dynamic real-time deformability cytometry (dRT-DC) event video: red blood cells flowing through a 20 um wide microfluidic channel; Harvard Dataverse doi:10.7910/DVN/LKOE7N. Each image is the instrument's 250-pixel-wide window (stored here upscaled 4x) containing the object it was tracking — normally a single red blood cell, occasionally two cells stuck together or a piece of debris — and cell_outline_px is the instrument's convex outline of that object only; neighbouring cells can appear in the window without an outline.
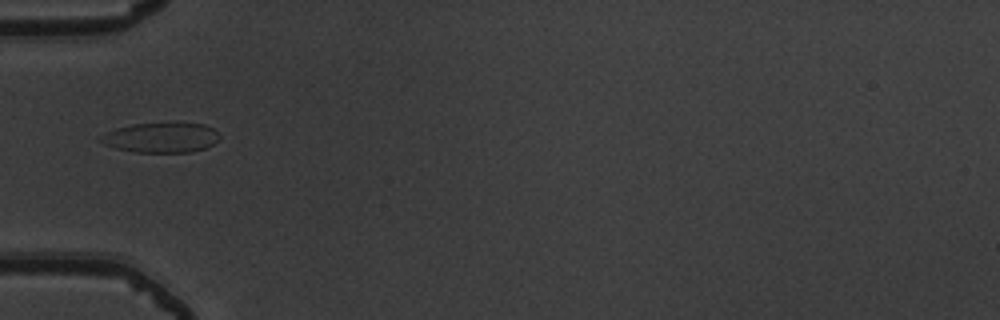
{"species": "common noctule bat (a hibernating species)", "species_latin": "Nyctalus noctula", "temperature_condition": "warm", "stored_images_in_passage": 10, "camera_frame_rate_fps": 3000, "um_per_image_px": 0.085, "animal": {"sex": "male", "body_mass_g": 19.5, "forearm_length_mm": 54.6}, "frame": {"image": 1, "passage_image": 1, "time_ms": 0.0, "image_size_px": [1000, 320], "cell_outline_px": [[220, 136], [212, 144], [204, 148], [192, 152], [136, 152], [116, 148], [104, 144], [96, 140], [100, 136], [116, 128], [132, 124], [176, 120], [204, 124], [220, 132]], "centroid_in_image_um": [13.71, 11.64], "position_along_channel_um": 71.3, "area_um2": 21.5}}
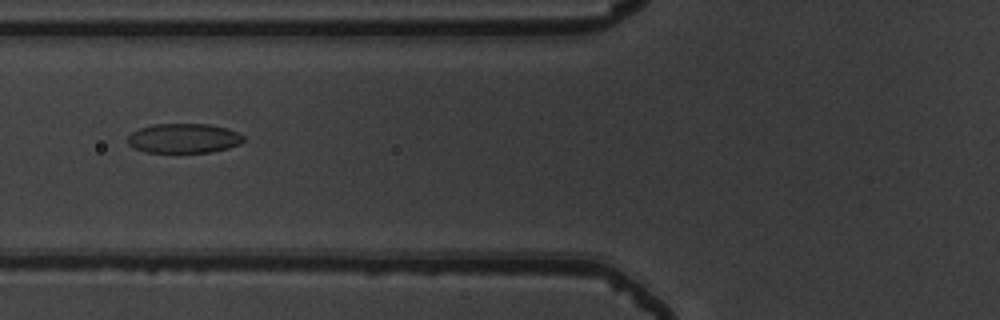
{"frame": {"image": 2, "passage_image": 4, "time_ms": 1.0, "image_size_px": [1000, 320], "cell_outline_px": [[244, 140], [240, 144], [228, 148], [212, 152], [144, 152], [128, 144], [128, 136], [132, 132], [140, 128], [152, 124], [208, 124], [228, 128], [244, 136]], "centroid_in_image_um": [15.63, 11.75], "position_along_channel_um": 110.2, "area_um2": 19.94}}
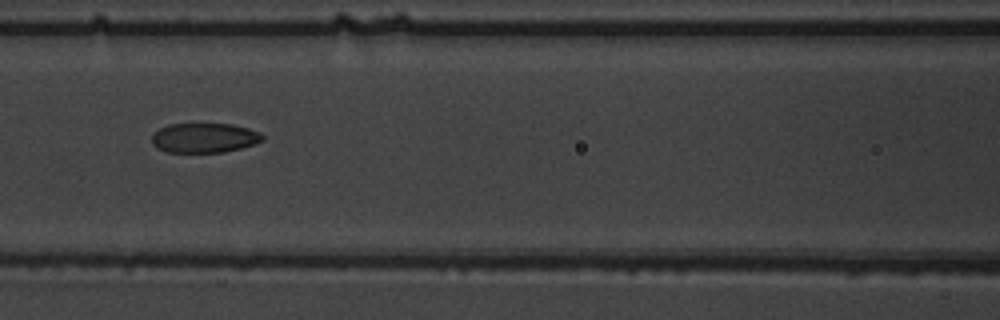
{"frame": {"image": 3, "passage_image": 7, "time_ms": 2.0, "image_size_px": [1000, 320], "cell_outline_px": [[264, 140], [240, 148], [224, 152], [168, 152], [156, 148], [152, 144], [152, 136], [160, 128], [168, 124], [232, 124], [248, 128], [260, 132], [264, 136]], "centroid_in_image_um": [17.37, 11.72], "position_along_channel_um": 149.2, "area_um2": 19.07}}